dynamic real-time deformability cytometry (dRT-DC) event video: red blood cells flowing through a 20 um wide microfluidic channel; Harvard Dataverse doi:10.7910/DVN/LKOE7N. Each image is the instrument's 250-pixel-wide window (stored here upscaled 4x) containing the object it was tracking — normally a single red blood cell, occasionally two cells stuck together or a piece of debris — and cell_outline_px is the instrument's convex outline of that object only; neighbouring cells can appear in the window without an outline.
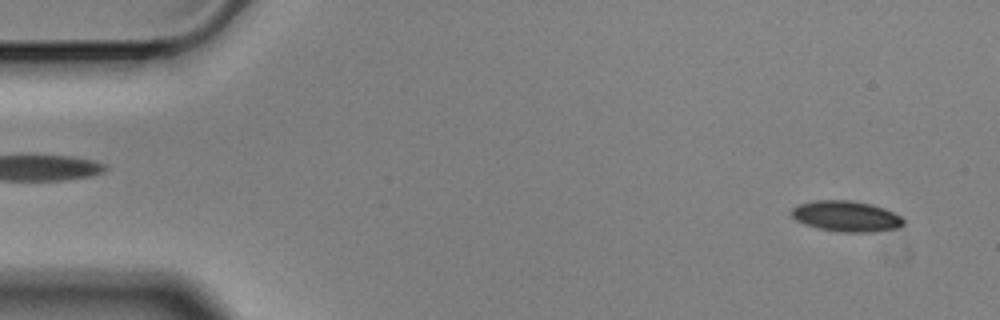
{"species": "Egyptian fruit bat (a non-hibernating species)", "species_latin": "Rousettus aegyptiacus", "temperature_condition": "cold", "stored_images_in_passage": 56, "camera_frame_rate_fps": 3000, "um_per_image_px": 0.085, "animal": {"sex": "male"}, "frame": {"image": 1, "passage_image": 3, "time_ms": 0.667, "image_size_px": [1000, 320], "cell_outline_px": [[904, 224], [896, 228], [872, 232], [840, 232], [820, 228], [804, 224], [796, 220], [792, 216], [792, 208], [796, 204], [812, 200], [852, 200], [872, 204], [884, 208], [900, 216], [904, 220]], "centroid_in_image_um": [71.9, 18.36], "position_along_channel_um": 13.1, "area_um2": 20.11}}
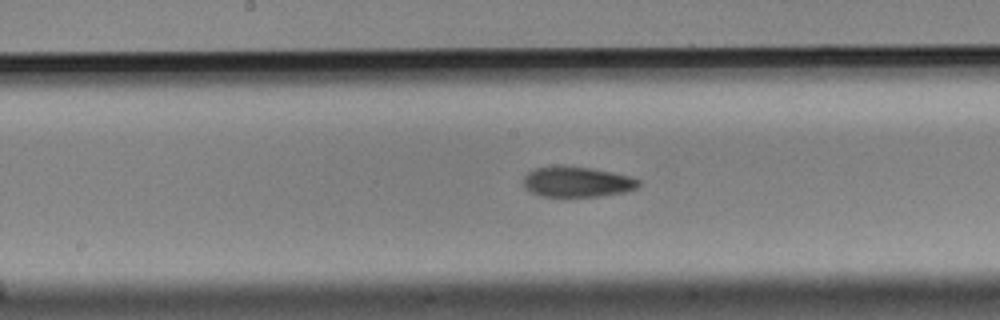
{"frame": {"image": 2, "passage_image": 28, "time_ms": 9.0, "image_size_px": [1000, 320], "cell_outline_px": [[640, 184], [636, 188], [624, 192], [600, 196], [540, 196], [524, 188], [524, 176], [528, 172], [536, 168], [592, 168], [612, 172], [628, 176], [640, 180]], "centroid_in_image_um": [49.07, 15.49], "position_along_channel_um": 199.1, "area_um2": 19.71}}
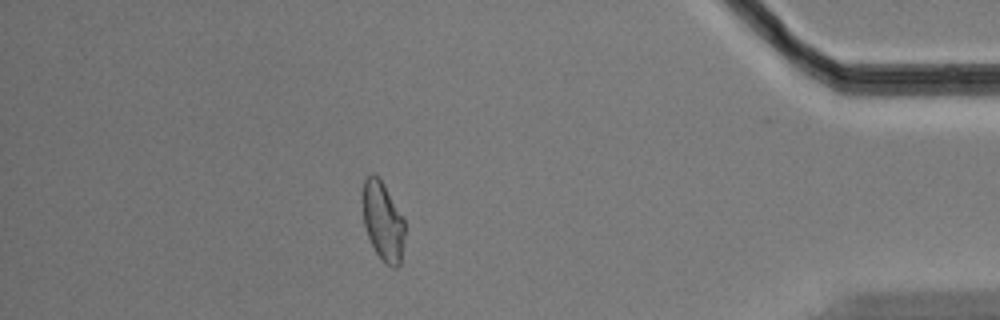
{"frame": {"image": 3, "passage_image": 49, "time_ms": 16.0, "image_size_px": [1000, 320], "cell_outline_px": [[404, 236], [400, 264], [396, 268], [392, 268], [376, 252], [368, 236], [364, 224], [364, 180], [372, 172], [384, 184], [404, 220]], "centroid_in_image_um": [32.56, 18.82], "position_along_channel_um": 402.6, "area_um2": 18.67}, "authors_computed_cell_mechanics": {"area_um2": 20.4612, "velocity_mm_per_s": 3.536, "shape_relaxation_time_tau1_ms": null, "shape_relaxation_time_tau2_ms": 6.4458, "deformation_change_tau1": null, "deformation_change_tau2": 0.121}}